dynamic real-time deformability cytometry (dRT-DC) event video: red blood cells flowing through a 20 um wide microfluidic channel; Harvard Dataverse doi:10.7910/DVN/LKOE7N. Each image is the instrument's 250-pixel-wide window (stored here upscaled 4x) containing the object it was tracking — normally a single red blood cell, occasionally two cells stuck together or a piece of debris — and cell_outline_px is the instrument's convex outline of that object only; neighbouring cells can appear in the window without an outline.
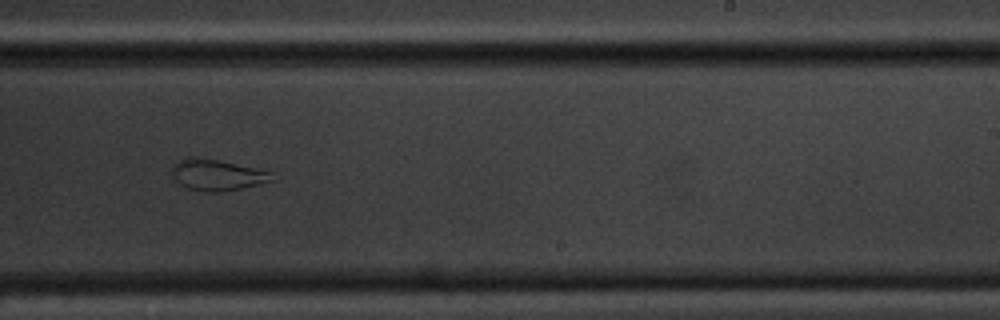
{"species": "common noctule bat (a hibernating species)", "species_latin": "Nyctalus noctula", "temperature_condition": "cold", "stored_images_in_passage": 12, "camera_frame_rate_fps": 3000, "um_per_image_px": 0.085, "animal": {"sex": "male", "body_mass_g": 20.1, "forearm_length_mm": 53.5}, "frame": {"image": 1, "passage_image": 6, "time_ms": 5.667, "image_size_px": [1000, 320], "cell_outline_px": [[276, 180], [260, 184], [220, 192], [204, 192], [188, 188], [180, 184], [176, 180], [172, 172], [172, 168], [180, 160], [188, 156], [192, 156], [220, 160], [272, 172]], "centroid_in_image_um": [18.48, 14.87], "position_along_channel_um": 270.5, "area_um2": 18.09}}
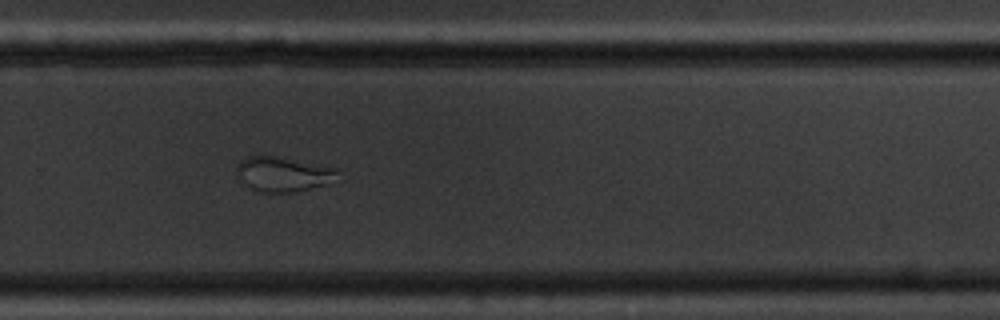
{"frame": {"image": 2, "passage_image": 7, "time_ms": 6.667, "image_size_px": [1000, 320], "cell_outline_px": [[336, 176], [332, 180], [324, 184], [296, 192], [260, 192], [244, 184], [236, 176], [236, 168], [240, 160], [248, 156], [260, 152], [336, 168]], "centroid_in_image_um": [23.94, 14.75], "position_along_channel_um": 305.9, "area_um2": 20.69}}
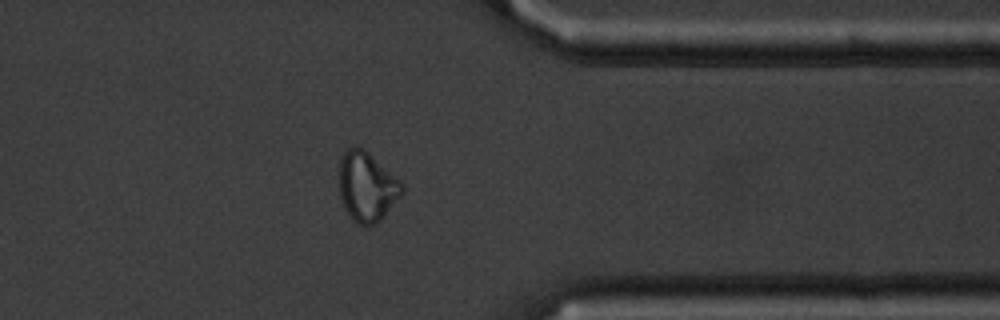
{"frame": {"image": 3, "passage_image": 9, "time_ms": 9.0, "image_size_px": [1000, 320], "cell_outline_px": [[404, 192], [384, 216], [380, 220], [364, 228], [356, 224], [352, 220], [344, 208], [340, 196], [340, 156], [348, 148], [356, 144], [364, 148], [400, 180], [404, 184]], "centroid_in_image_um": [31.18, 15.87], "position_along_channel_um": 380.2, "area_um2": 25.78}}